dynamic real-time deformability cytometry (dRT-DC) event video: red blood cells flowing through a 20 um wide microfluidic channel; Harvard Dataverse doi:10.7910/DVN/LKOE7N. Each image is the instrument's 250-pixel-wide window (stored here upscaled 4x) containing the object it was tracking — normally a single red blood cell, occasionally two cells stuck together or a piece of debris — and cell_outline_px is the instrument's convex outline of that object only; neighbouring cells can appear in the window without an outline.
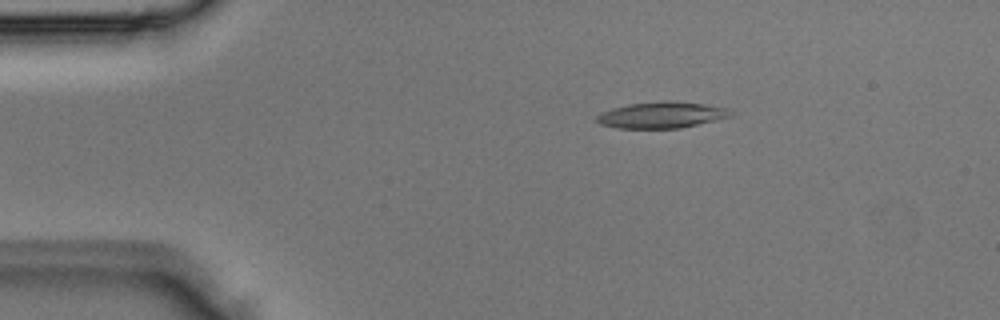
{"species": "Egyptian fruit bat (a non-hibernating species)", "species_latin": "Rousettus aegyptiacus", "temperature_condition": "room temperature", "stored_images_in_passage": 3, "camera_frame_rate_fps": 3000, "um_per_image_px": 0.085, "animal": {"sex": "male"}, "frame": {"image": 1, "passage_image": 2, "time_ms": 0.333, "image_size_px": [1000, 320], "cell_outline_px": [[736, 112], [732, 116], [716, 120], [680, 128], [616, 128], [600, 124], [596, 120], [596, 116], [600, 112], [612, 108], [628, 104], [668, 100], [672, 100], [704, 104], [728, 108]], "centroid_in_image_um": [56.25, 9.76], "position_along_channel_um": 28.7, "area_um2": 20.69}}